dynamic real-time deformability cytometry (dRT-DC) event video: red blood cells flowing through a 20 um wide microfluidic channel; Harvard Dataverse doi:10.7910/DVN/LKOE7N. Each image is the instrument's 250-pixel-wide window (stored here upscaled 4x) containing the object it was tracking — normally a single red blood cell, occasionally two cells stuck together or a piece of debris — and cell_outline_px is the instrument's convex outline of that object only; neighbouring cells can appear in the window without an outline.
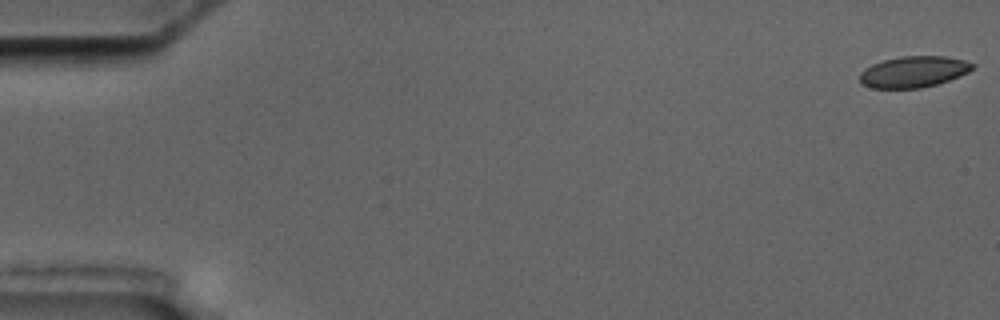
{"species": "common noctule bat (a hibernating species)", "species_latin": "Nyctalus noctula", "temperature_condition": "cold", "stored_images_in_passage": 5, "camera_frame_rate_fps": 3000, "um_per_image_px": 0.085, "animal": {"sex": "male", "body_mass_g": 17.5, "forearm_length_mm": 52.3}, "frame": {"image": 1, "passage_image": 1, "time_ms": 0.0, "image_size_px": [1000, 320], "cell_outline_px": [[976, 64], [968, 72], [948, 80], [936, 84], [920, 88], [872, 88], [860, 84], [860, 72], [864, 68], [872, 64], [884, 60], [900, 56], [944, 56], [964, 60]], "centroid_in_image_um": [77.62, 6.1], "position_along_channel_um": 7.4, "area_um2": 20.46}}
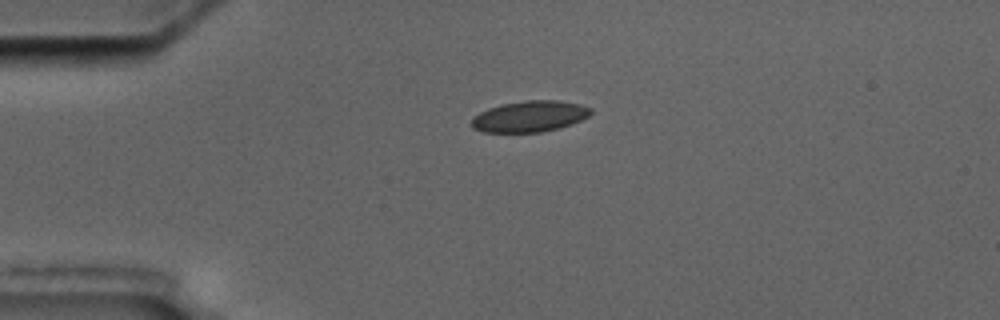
{"frame": {"image": 2, "passage_image": 3, "time_ms": 4.333, "image_size_px": [1000, 320], "cell_outline_px": [[592, 112], [588, 116], [572, 124], [540, 132], [484, 132], [472, 128], [472, 120], [480, 112], [488, 108], [500, 104], [524, 100], [560, 100], [580, 104], [592, 108]], "centroid_in_image_um": [45.03, 9.88], "position_along_channel_um": 40.0, "area_um2": 21.56}}
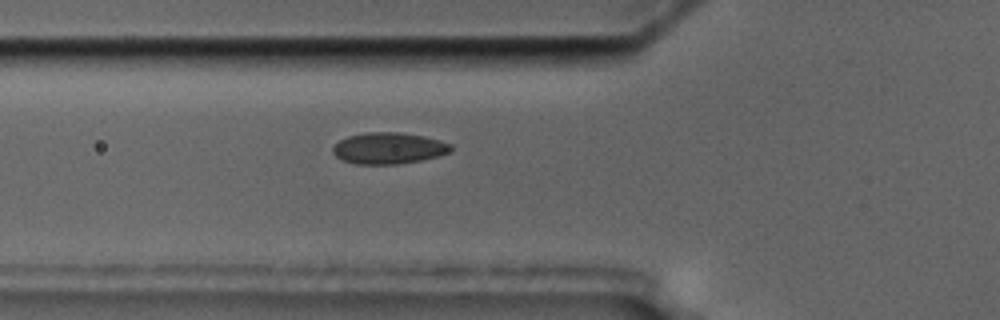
{"frame": {"image": 3, "passage_image": 5, "time_ms": 6.667, "image_size_px": [1000, 320], "cell_outline_px": [[452, 152], [440, 156], [420, 160], [396, 164], [356, 164], [344, 160], [336, 156], [332, 152], [332, 148], [340, 140], [348, 136], [364, 132], [400, 132], [424, 136], [440, 140], [452, 144]], "centroid_in_image_um": [33.07, 12.59], "position_along_channel_um": 92.7, "area_um2": 21.68}}